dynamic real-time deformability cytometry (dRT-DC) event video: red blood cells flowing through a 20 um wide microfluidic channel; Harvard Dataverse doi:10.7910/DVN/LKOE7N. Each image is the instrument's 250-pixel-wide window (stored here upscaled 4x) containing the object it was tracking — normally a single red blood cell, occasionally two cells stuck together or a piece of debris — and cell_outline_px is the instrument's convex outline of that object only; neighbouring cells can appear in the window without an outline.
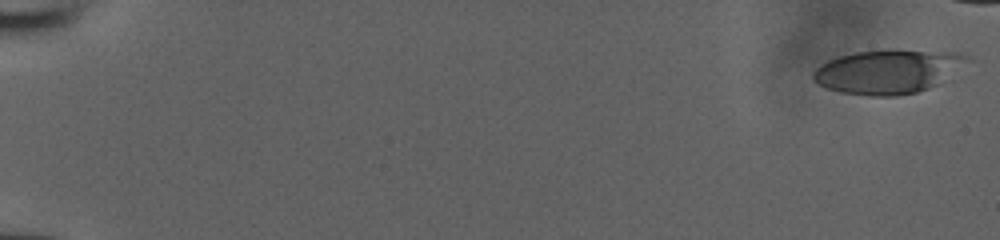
{"species": "human", "species_latin": "Homo sapiens", "temperature_condition": "room temperature", "stored_images_in_passage": 48, "camera_frame_rate_fps": 3000, "um_per_image_px": 0.085, "donor": {"sex": "male"}, "frame": {"image": 1, "passage_image": 1, "time_ms": 0.0, "image_size_px": [1000, 240], "cell_outline_px": [[972, 60], [940, 84], [916, 92], [896, 96], [872, 96], [840, 92], [816, 84], [812, 80], [812, 72], [820, 64], [828, 60], [840, 56], [856, 52], [956, 52], [968, 56]], "centroid_in_image_um": [75.47, 6.12], "position_along_channel_um": 9.5, "area_um2": 38.78}}
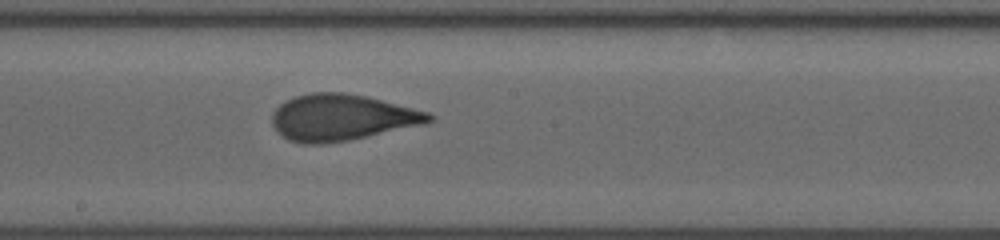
{"frame": {"image": 2, "passage_image": 31, "time_ms": 10.0, "image_size_px": [1000, 240], "cell_outline_px": [[436, 116], [428, 124], [348, 140], [324, 144], [304, 144], [288, 140], [272, 124], [272, 112], [280, 104], [296, 96], [312, 92], [344, 92], [368, 96], [428, 112]], "centroid_in_image_um": [29.09, 9.98], "position_along_channel_um": 219.1, "area_um2": 42.43}}
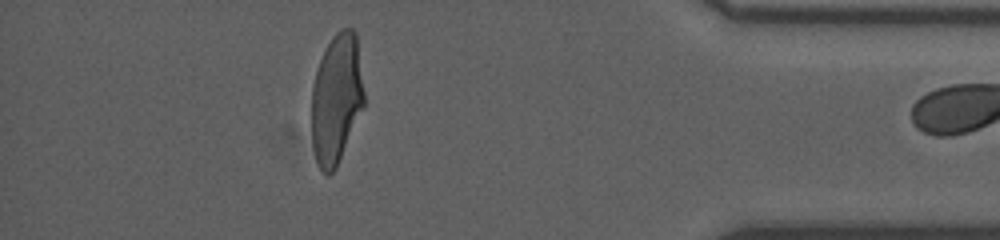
{"frame": {"image": 3, "passage_image": 47, "time_ms": 15.333, "image_size_px": [1000, 240], "cell_outline_px": [[364, 108], [336, 168], [328, 176], [320, 168], [316, 160], [312, 144], [312, 88], [316, 72], [320, 60], [332, 36], [340, 28], [352, 28], [356, 32], [364, 92]], "centroid_in_image_um": [28.61, 8.4], "position_along_channel_um": 406.6, "area_um2": 39.82}}